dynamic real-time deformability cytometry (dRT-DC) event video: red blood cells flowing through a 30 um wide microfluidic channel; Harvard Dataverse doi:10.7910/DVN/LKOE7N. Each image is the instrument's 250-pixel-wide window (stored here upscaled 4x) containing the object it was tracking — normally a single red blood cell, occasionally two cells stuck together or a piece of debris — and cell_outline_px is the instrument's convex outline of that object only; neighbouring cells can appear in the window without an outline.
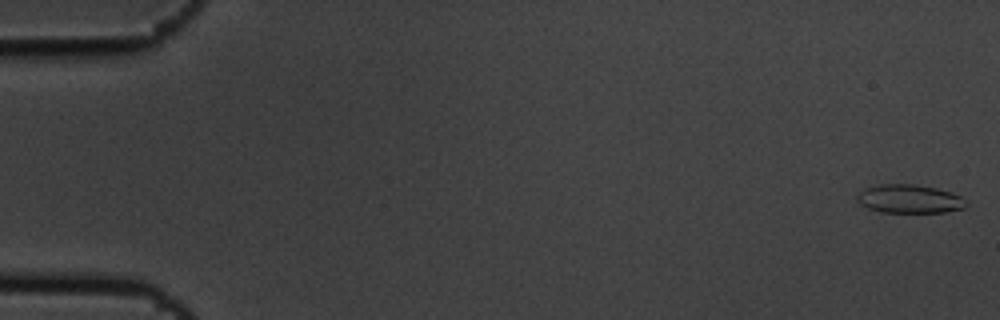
{"species": "common noctule bat (a hibernating species)", "species_latin": "Nyctalus noctula", "temperature_condition": "cold", "stored_images_in_passage": 6, "camera_frame_rate_fps": 3000, "um_per_image_px": 0.085, "animal": {"sex": "male", "body_mass_g": 19.5, "forearm_length_mm": 54.6}, "frame": {"image": 1, "passage_image": 1, "time_ms": 0.0, "image_size_px": [1000, 320], "cell_outline_px": [[968, 204], [964, 208], [944, 212], [880, 212], [868, 208], [860, 204], [856, 200], [856, 196], [860, 192], [868, 188], [880, 184], [916, 184], [936, 188], [952, 192], [960, 196]], "centroid_in_image_um": [77.31, 16.91], "position_along_channel_um": 7.7, "area_um2": 18.09}}
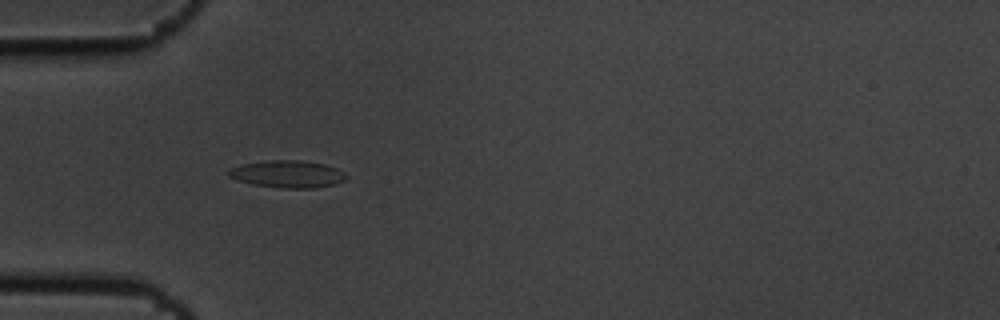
{"frame": {"image": 2, "passage_image": 5, "time_ms": 1.333, "image_size_px": [1000, 320], "cell_outline_px": [[348, 176], [344, 180], [336, 184], [312, 188], [280, 188], [252, 184], [228, 176], [228, 172], [232, 168], [244, 164], [268, 160], [300, 160], [324, 164], [336, 168], [344, 172]], "centroid_in_image_um": [24.49, 14.8], "position_along_channel_um": 60.5, "area_um2": 18.5}}
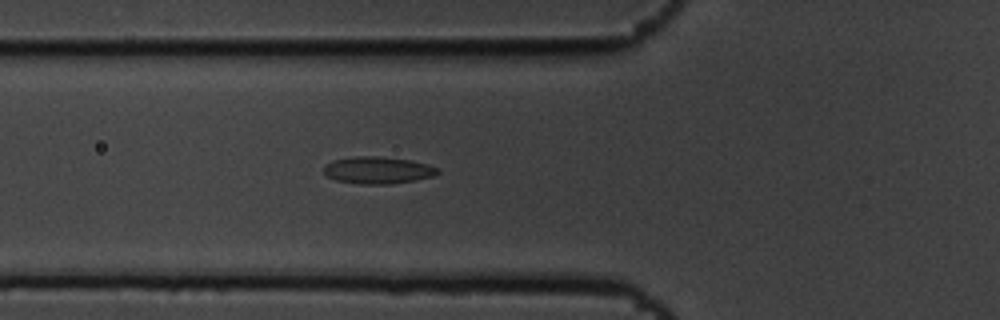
{"frame": {"image": 3, "passage_image": 6, "time_ms": 1.667, "image_size_px": [1000, 320], "cell_outline_px": [[440, 172], [432, 176], [416, 180], [392, 184], [360, 184], [336, 180], [328, 176], [324, 172], [324, 164], [332, 160], [352, 156], [376, 156], [408, 160], [428, 164], [440, 168]], "centroid_in_image_um": [32.11, 14.46], "position_along_channel_um": 93.7, "area_um2": 18.03}}